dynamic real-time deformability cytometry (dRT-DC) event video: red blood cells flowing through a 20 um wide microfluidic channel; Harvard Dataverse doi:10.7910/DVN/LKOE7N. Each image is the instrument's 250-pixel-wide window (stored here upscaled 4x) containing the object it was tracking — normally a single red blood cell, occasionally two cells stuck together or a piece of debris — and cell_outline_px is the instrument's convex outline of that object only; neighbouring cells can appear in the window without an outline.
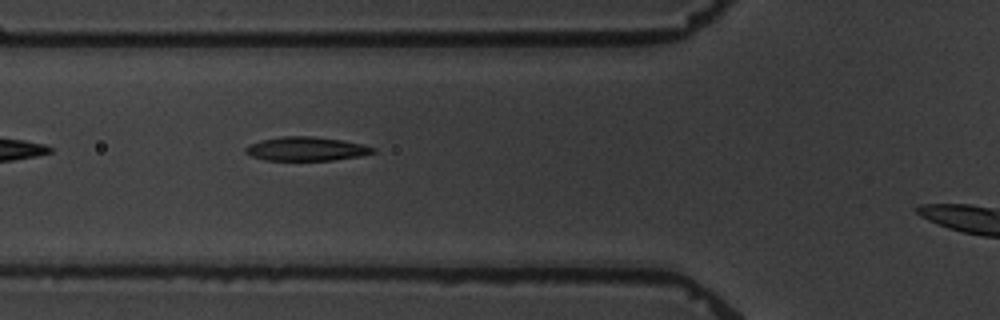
{"species": "common noctule bat (a hibernating species)", "species_latin": "Nyctalus noctula", "temperature_condition": "warm", "stored_images_in_passage": 7, "camera_frame_rate_fps": 3000, "um_per_image_px": 0.085, "animal": {"sex": "male", "body_mass_g": 19.5, "forearm_length_mm": 54.6}, "frame": {"image": 1, "passage_image": 5, "time_ms": 5.667, "image_size_px": [1000, 320], "cell_outline_px": [[376, 152], [360, 156], [332, 160], [264, 160], [252, 156], [244, 152], [244, 148], [260, 140], [280, 136], [312, 136], [344, 140], [364, 144], [376, 148]], "centroid_in_image_um": [26.06, 12.64], "position_along_channel_um": 99.7, "area_um2": 17.86}}